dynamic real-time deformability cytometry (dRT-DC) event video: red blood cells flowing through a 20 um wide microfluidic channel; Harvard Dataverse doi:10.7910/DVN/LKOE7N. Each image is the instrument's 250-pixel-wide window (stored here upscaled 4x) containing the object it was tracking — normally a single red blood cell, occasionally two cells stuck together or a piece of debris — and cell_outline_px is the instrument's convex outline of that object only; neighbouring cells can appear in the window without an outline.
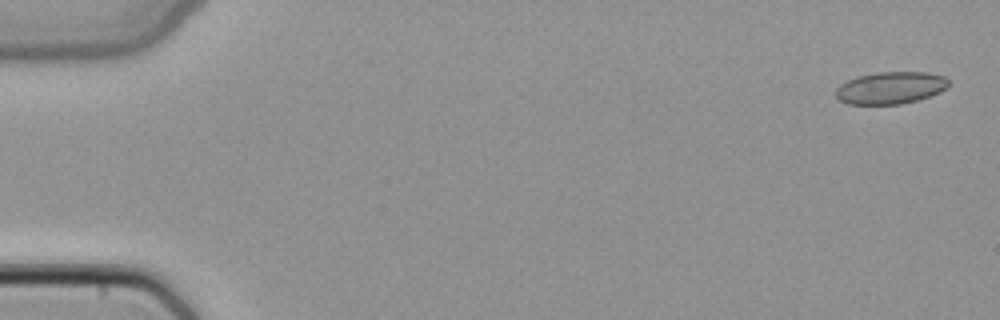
{"species": "common noctule bat (a hibernating species)", "species_latin": "Nyctalus noctula", "temperature_condition": "cold", "stored_images_in_passage": 5, "camera_frame_rate_fps": 3000, "um_per_image_px": 0.085, "animal": {"sex": "female", "body_mass_g": 22.7, "forearm_length_mm": 54.2}, "frame": {"image": 1, "passage_image": 1, "time_ms": 0.0, "image_size_px": [1000, 320], "cell_outline_px": [[948, 88], [940, 92], [916, 100], [900, 104], [848, 104], [836, 100], [836, 88], [840, 84], [856, 76], [876, 72], [928, 72], [944, 76], [948, 80]], "centroid_in_image_um": [75.67, 7.46], "position_along_channel_um": 9.3, "area_um2": 21.27}}
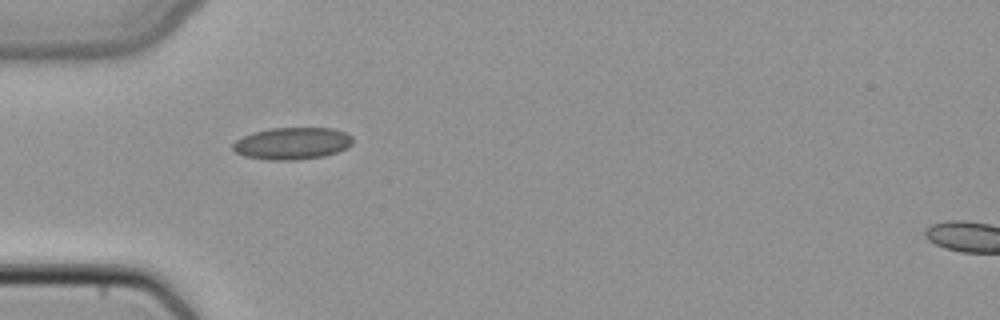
{"frame": {"image": 2, "passage_image": 4, "time_ms": 1.0, "image_size_px": [1000, 320], "cell_outline_px": [[352, 144], [336, 152], [324, 156], [296, 160], [268, 160], [244, 156], [236, 152], [232, 148], [232, 144], [236, 140], [252, 132], [272, 128], [332, 128], [344, 132], [352, 136]], "centroid_in_image_um": [24.81, 12.19], "position_along_channel_um": 60.2, "area_um2": 22.31}}
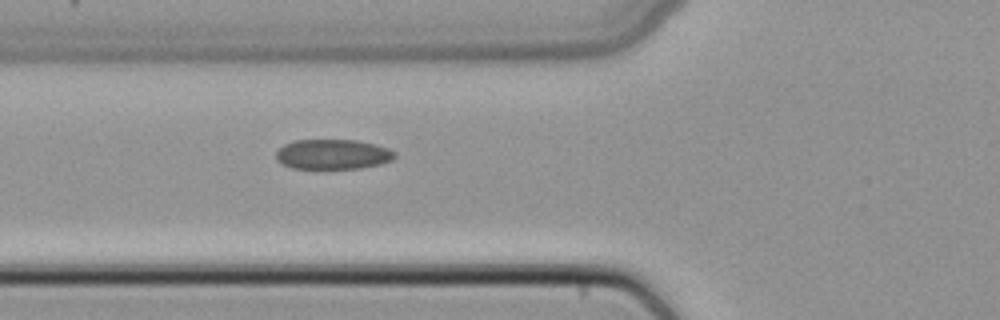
{"frame": {"image": 3, "passage_image": 5, "time_ms": 1.333, "image_size_px": [1000, 320], "cell_outline_px": [[396, 156], [392, 160], [380, 164], [360, 168], [292, 168], [276, 160], [276, 152], [284, 144], [296, 140], [356, 140], [388, 148], [396, 152]], "centroid_in_image_um": [28.29, 13.11], "position_along_channel_um": 97.5, "area_um2": 20.58}}